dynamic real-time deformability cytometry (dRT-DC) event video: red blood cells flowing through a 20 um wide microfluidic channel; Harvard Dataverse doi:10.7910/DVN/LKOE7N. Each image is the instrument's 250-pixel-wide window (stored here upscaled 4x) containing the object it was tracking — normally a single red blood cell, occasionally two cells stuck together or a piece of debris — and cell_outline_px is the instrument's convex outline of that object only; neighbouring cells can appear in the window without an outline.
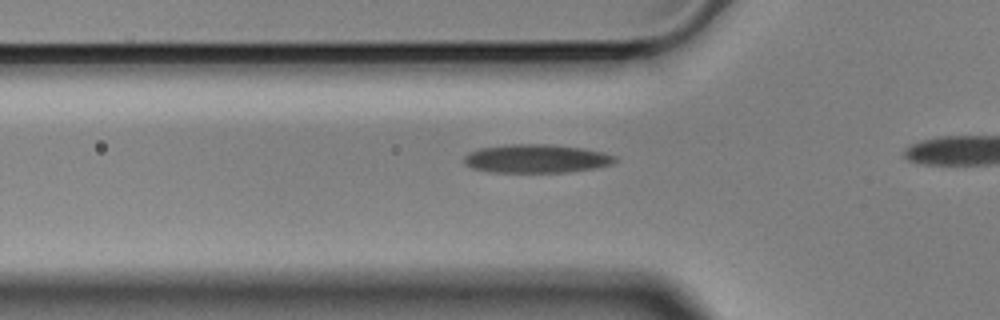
{"species": "Egyptian fruit bat (a non-hibernating species)", "species_latin": "Rousettus aegyptiacus", "temperature_condition": "cold", "stored_images_in_passage": 15, "camera_frame_rate_fps": 3000, "um_per_image_px": 0.085, "animal": {"sex": "male"}, "frame": {"image": 1, "passage_image": 9, "time_ms": 2.667, "image_size_px": [1000, 320], "cell_outline_px": [[616, 160], [612, 164], [596, 168], [568, 172], [488, 172], [472, 168], [464, 164], [464, 156], [468, 152], [480, 148], [512, 144], [548, 144], [580, 148], [600, 152], [616, 156]], "centroid_in_image_um": [45.55, 13.49], "position_along_channel_um": 80.3, "area_um2": 25.03}}
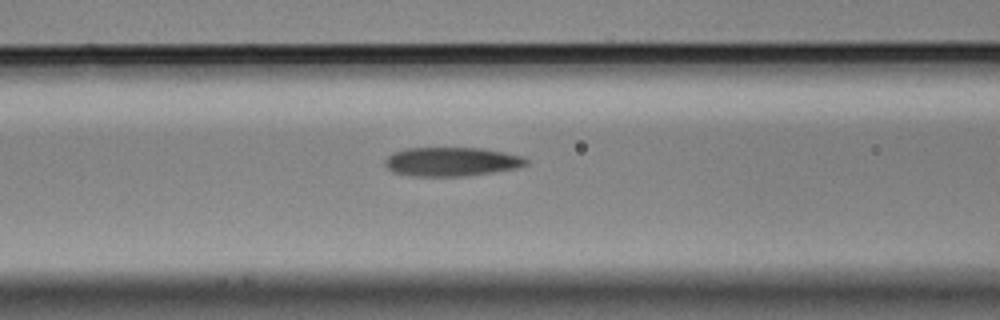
{"frame": {"image": 2, "passage_image": 13, "time_ms": 4.0, "image_size_px": [1000, 320], "cell_outline_px": [[528, 164], [516, 168], [468, 176], [408, 176], [392, 172], [384, 164], [384, 160], [392, 152], [408, 148], [480, 148], [524, 156], [528, 160]], "centroid_in_image_um": [38.35, 13.75], "position_along_channel_um": 128.3, "area_um2": 23.93}}